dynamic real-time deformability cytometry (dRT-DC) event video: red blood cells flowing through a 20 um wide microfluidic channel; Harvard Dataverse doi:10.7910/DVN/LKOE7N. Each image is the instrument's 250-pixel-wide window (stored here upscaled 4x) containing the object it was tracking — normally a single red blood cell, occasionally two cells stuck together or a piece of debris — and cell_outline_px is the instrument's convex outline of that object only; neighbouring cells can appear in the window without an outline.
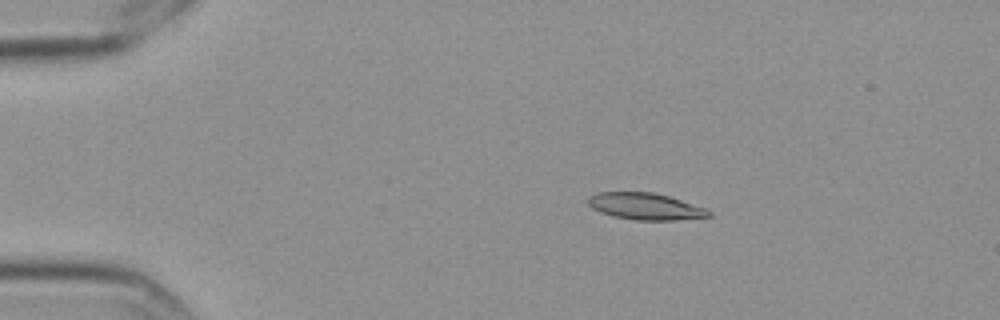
{"species": "Egyptian fruit bat (a non-hibernating species)", "species_latin": "Rousettus aegyptiacus", "temperature_condition": "cold", "stored_images_in_passage": 5, "camera_frame_rate_fps": 3000, "um_per_image_px": 0.085, "frame": {"image": 1, "passage_image": 3, "time_ms": 0.667, "image_size_px": [1000, 320], "cell_outline_px": [[712, 216], [676, 220], [636, 220], [612, 216], [600, 212], [592, 208], [588, 204], [588, 196], [596, 192], [652, 192], [668, 196], [704, 208], [712, 212]], "centroid_in_image_um": [54.81, 17.54], "position_along_channel_um": 30.2, "area_um2": 18.73}}